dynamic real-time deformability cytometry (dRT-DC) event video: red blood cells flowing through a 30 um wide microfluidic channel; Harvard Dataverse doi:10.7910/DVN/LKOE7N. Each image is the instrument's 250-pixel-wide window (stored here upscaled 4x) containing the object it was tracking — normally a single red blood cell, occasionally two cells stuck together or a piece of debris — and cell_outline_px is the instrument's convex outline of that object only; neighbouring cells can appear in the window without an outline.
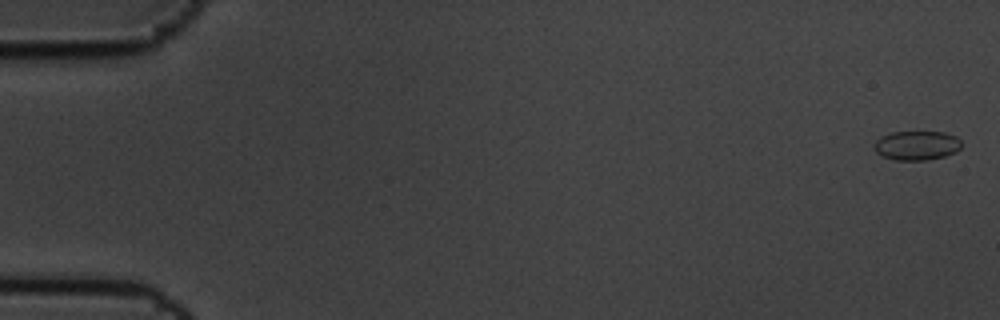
{"species": "common noctule bat (a hibernating species)", "species_latin": "Nyctalus noctula", "temperature_condition": "cold", "stored_images_in_passage": 6, "camera_frame_rate_fps": 3000, "um_per_image_px": 0.085, "animal": {"sex": "male", "body_mass_g": 19.5, "forearm_length_mm": 54.6}, "frame": {"image": 1, "passage_image": 1, "time_ms": 0.0, "image_size_px": [1000, 320], "cell_outline_px": [[960, 148], [956, 152], [944, 156], [928, 160], [896, 160], [884, 156], [876, 152], [872, 144], [880, 136], [892, 132], [944, 132], [956, 136], [960, 140]], "centroid_in_image_um": [77.9, 12.36], "position_along_channel_um": 7.1, "area_um2": 14.91}}
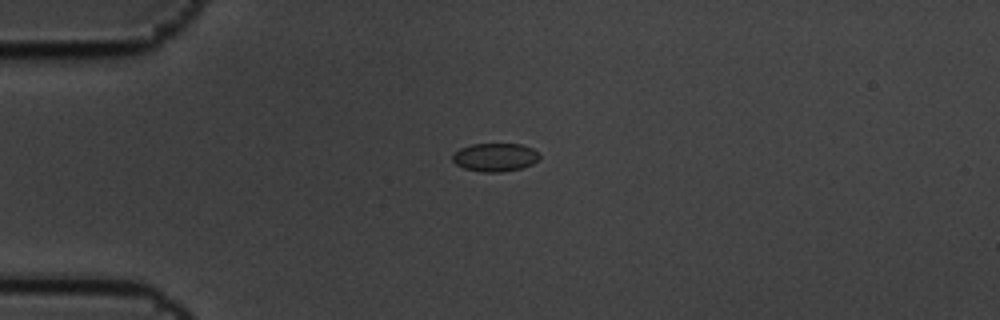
{"frame": {"image": 2, "passage_image": 5, "time_ms": 1.333, "image_size_px": [1000, 320], "cell_outline_px": [[540, 160], [532, 164], [520, 168], [500, 172], [480, 172], [464, 168], [456, 164], [452, 160], [452, 156], [460, 148], [472, 144], [520, 144], [532, 148], [540, 156]], "centroid_in_image_um": [42.08, 13.37], "position_along_channel_um": 42.9, "area_um2": 14.28}}